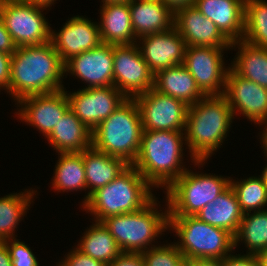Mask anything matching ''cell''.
Instances as JSON below:
<instances>
[{"instance_id":"11","label":"cell","mask_w":267,"mask_h":266,"mask_svg":"<svg viewBox=\"0 0 267 266\" xmlns=\"http://www.w3.org/2000/svg\"><path fill=\"white\" fill-rule=\"evenodd\" d=\"M230 47L187 46L183 66L205 96L224 94L229 67L223 61L224 50ZM223 53V54H222ZM225 67V68H224ZM223 88V89H222Z\"/></svg>"},{"instance_id":"37","label":"cell","mask_w":267,"mask_h":266,"mask_svg":"<svg viewBox=\"0 0 267 266\" xmlns=\"http://www.w3.org/2000/svg\"><path fill=\"white\" fill-rule=\"evenodd\" d=\"M107 266H145V260L142 253L122 251Z\"/></svg>"},{"instance_id":"4","label":"cell","mask_w":267,"mask_h":266,"mask_svg":"<svg viewBox=\"0 0 267 266\" xmlns=\"http://www.w3.org/2000/svg\"><path fill=\"white\" fill-rule=\"evenodd\" d=\"M152 187L133 165H129L113 181L93 192L82 208L93 214L96 222L133 213L155 198Z\"/></svg>"},{"instance_id":"8","label":"cell","mask_w":267,"mask_h":266,"mask_svg":"<svg viewBox=\"0 0 267 266\" xmlns=\"http://www.w3.org/2000/svg\"><path fill=\"white\" fill-rule=\"evenodd\" d=\"M230 186V177L186 170L167 189L168 216H195Z\"/></svg>"},{"instance_id":"39","label":"cell","mask_w":267,"mask_h":266,"mask_svg":"<svg viewBox=\"0 0 267 266\" xmlns=\"http://www.w3.org/2000/svg\"><path fill=\"white\" fill-rule=\"evenodd\" d=\"M12 54L0 51V89L6 90L10 84Z\"/></svg>"},{"instance_id":"38","label":"cell","mask_w":267,"mask_h":266,"mask_svg":"<svg viewBox=\"0 0 267 266\" xmlns=\"http://www.w3.org/2000/svg\"><path fill=\"white\" fill-rule=\"evenodd\" d=\"M222 266H260V263L256 255L247 253L235 256L230 253L222 259Z\"/></svg>"},{"instance_id":"46","label":"cell","mask_w":267,"mask_h":266,"mask_svg":"<svg viewBox=\"0 0 267 266\" xmlns=\"http://www.w3.org/2000/svg\"><path fill=\"white\" fill-rule=\"evenodd\" d=\"M260 266H267V248L260 251L257 255Z\"/></svg>"},{"instance_id":"9","label":"cell","mask_w":267,"mask_h":266,"mask_svg":"<svg viewBox=\"0 0 267 266\" xmlns=\"http://www.w3.org/2000/svg\"><path fill=\"white\" fill-rule=\"evenodd\" d=\"M46 8L20 0L4 1L0 17L16 47L51 41L52 28L42 14Z\"/></svg>"},{"instance_id":"18","label":"cell","mask_w":267,"mask_h":266,"mask_svg":"<svg viewBox=\"0 0 267 266\" xmlns=\"http://www.w3.org/2000/svg\"><path fill=\"white\" fill-rule=\"evenodd\" d=\"M51 43L65 63L71 57L102 43L99 25L83 16H74L68 19L59 32L51 30Z\"/></svg>"},{"instance_id":"48","label":"cell","mask_w":267,"mask_h":266,"mask_svg":"<svg viewBox=\"0 0 267 266\" xmlns=\"http://www.w3.org/2000/svg\"><path fill=\"white\" fill-rule=\"evenodd\" d=\"M131 0H102L103 4H108V3H126L130 2Z\"/></svg>"},{"instance_id":"29","label":"cell","mask_w":267,"mask_h":266,"mask_svg":"<svg viewBox=\"0 0 267 266\" xmlns=\"http://www.w3.org/2000/svg\"><path fill=\"white\" fill-rule=\"evenodd\" d=\"M55 165L52 187L58 192L85 190L87 188L83 152L60 153Z\"/></svg>"},{"instance_id":"49","label":"cell","mask_w":267,"mask_h":266,"mask_svg":"<svg viewBox=\"0 0 267 266\" xmlns=\"http://www.w3.org/2000/svg\"><path fill=\"white\" fill-rule=\"evenodd\" d=\"M3 2H4V0H0V15H1V8H2V5H3Z\"/></svg>"},{"instance_id":"23","label":"cell","mask_w":267,"mask_h":266,"mask_svg":"<svg viewBox=\"0 0 267 266\" xmlns=\"http://www.w3.org/2000/svg\"><path fill=\"white\" fill-rule=\"evenodd\" d=\"M92 132L68 109L46 138L58 153H81L92 146Z\"/></svg>"},{"instance_id":"47","label":"cell","mask_w":267,"mask_h":266,"mask_svg":"<svg viewBox=\"0 0 267 266\" xmlns=\"http://www.w3.org/2000/svg\"><path fill=\"white\" fill-rule=\"evenodd\" d=\"M267 157V153H265ZM260 177L262 178L264 184L267 186V164H266V167L263 168V171H262V174L260 175Z\"/></svg>"},{"instance_id":"6","label":"cell","mask_w":267,"mask_h":266,"mask_svg":"<svg viewBox=\"0 0 267 266\" xmlns=\"http://www.w3.org/2000/svg\"><path fill=\"white\" fill-rule=\"evenodd\" d=\"M168 229L179 237L180 242L174 244L187 261L222 260L235 249V238L230 232L207 224L196 216H168Z\"/></svg>"},{"instance_id":"16","label":"cell","mask_w":267,"mask_h":266,"mask_svg":"<svg viewBox=\"0 0 267 266\" xmlns=\"http://www.w3.org/2000/svg\"><path fill=\"white\" fill-rule=\"evenodd\" d=\"M113 45L100 43L95 48L71 57L64 63V74L71 73L90 87L113 85Z\"/></svg>"},{"instance_id":"7","label":"cell","mask_w":267,"mask_h":266,"mask_svg":"<svg viewBox=\"0 0 267 266\" xmlns=\"http://www.w3.org/2000/svg\"><path fill=\"white\" fill-rule=\"evenodd\" d=\"M156 199L136 212L107 217L102 221L123 252H145L156 246L151 242L168 230V204L167 210L160 213L155 207L158 205Z\"/></svg>"},{"instance_id":"17","label":"cell","mask_w":267,"mask_h":266,"mask_svg":"<svg viewBox=\"0 0 267 266\" xmlns=\"http://www.w3.org/2000/svg\"><path fill=\"white\" fill-rule=\"evenodd\" d=\"M137 44L148 68L155 75L158 71L183 64L186 42L173 26L170 30L138 38Z\"/></svg>"},{"instance_id":"42","label":"cell","mask_w":267,"mask_h":266,"mask_svg":"<svg viewBox=\"0 0 267 266\" xmlns=\"http://www.w3.org/2000/svg\"><path fill=\"white\" fill-rule=\"evenodd\" d=\"M187 266H222L220 259H192L187 261Z\"/></svg>"},{"instance_id":"43","label":"cell","mask_w":267,"mask_h":266,"mask_svg":"<svg viewBox=\"0 0 267 266\" xmlns=\"http://www.w3.org/2000/svg\"><path fill=\"white\" fill-rule=\"evenodd\" d=\"M0 266H12L10 254L4 241H0Z\"/></svg>"},{"instance_id":"19","label":"cell","mask_w":267,"mask_h":266,"mask_svg":"<svg viewBox=\"0 0 267 266\" xmlns=\"http://www.w3.org/2000/svg\"><path fill=\"white\" fill-rule=\"evenodd\" d=\"M174 27L187 46L231 47V42L217 26L194 5L174 13Z\"/></svg>"},{"instance_id":"27","label":"cell","mask_w":267,"mask_h":266,"mask_svg":"<svg viewBox=\"0 0 267 266\" xmlns=\"http://www.w3.org/2000/svg\"><path fill=\"white\" fill-rule=\"evenodd\" d=\"M238 46L237 57L231 68L241 77L267 88V48L252 45L244 40L234 41L231 48Z\"/></svg>"},{"instance_id":"15","label":"cell","mask_w":267,"mask_h":266,"mask_svg":"<svg viewBox=\"0 0 267 266\" xmlns=\"http://www.w3.org/2000/svg\"><path fill=\"white\" fill-rule=\"evenodd\" d=\"M223 96L233 115L239 112L257 125L267 117V88L239 76L231 67L226 75Z\"/></svg>"},{"instance_id":"40","label":"cell","mask_w":267,"mask_h":266,"mask_svg":"<svg viewBox=\"0 0 267 266\" xmlns=\"http://www.w3.org/2000/svg\"><path fill=\"white\" fill-rule=\"evenodd\" d=\"M16 45L14 44L11 35L5 28L2 18L0 17V51L7 54H13L16 50Z\"/></svg>"},{"instance_id":"31","label":"cell","mask_w":267,"mask_h":266,"mask_svg":"<svg viewBox=\"0 0 267 266\" xmlns=\"http://www.w3.org/2000/svg\"><path fill=\"white\" fill-rule=\"evenodd\" d=\"M235 248L238 243L246 244L248 254L257 255L267 248V209L259 210L253 214L245 213L237 234L235 235Z\"/></svg>"},{"instance_id":"28","label":"cell","mask_w":267,"mask_h":266,"mask_svg":"<svg viewBox=\"0 0 267 266\" xmlns=\"http://www.w3.org/2000/svg\"><path fill=\"white\" fill-rule=\"evenodd\" d=\"M77 249L106 265L111 263L121 252V248L102 222L92 224L84 232Z\"/></svg>"},{"instance_id":"1","label":"cell","mask_w":267,"mask_h":266,"mask_svg":"<svg viewBox=\"0 0 267 266\" xmlns=\"http://www.w3.org/2000/svg\"><path fill=\"white\" fill-rule=\"evenodd\" d=\"M63 76L64 63L51 41L17 47L12 54L8 93L17 102L25 96L58 91L64 89Z\"/></svg>"},{"instance_id":"25","label":"cell","mask_w":267,"mask_h":266,"mask_svg":"<svg viewBox=\"0 0 267 266\" xmlns=\"http://www.w3.org/2000/svg\"><path fill=\"white\" fill-rule=\"evenodd\" d=\"M153 88L162 94L183 101L188 106L205 97L183 64L158 71L154 75Z\"/></svg>"},{"instance_id":"30","label":"cell","mask_w":267,"mask_h":266,"mask_svg":"<svg viewBox=\"0 0 267 266\" xmlns=\"http://www.w3.org/2000/svg\"><path fill=\"white\" fill-rule=\"evenodd\" d=\"M35 190H25L0 198V241L15 238V228L29 210Z\"/></svg>"},{"instance_id":"5","label":"cell","mask_w":267,"mask_h":266,"mask_svg":"<svg viewBox=\"0 0 267 266\" xmlns=\"http://www.w3.org/2000/svg\"><path fill=\"white\" fill-rule=\"evenodd\" d=\"M143 132L140 111L134 98H127L92 132V146L110 156L133 165Z\"/></svg>"},{"instance_id":"22","label":"cell","mask_w":267,"mask_h":266,"mask_svg":"<svg viewBox=\"0 0 267 266\" xmlns=\"http://www.w3.org/2000/svg\"><path fill=\"white\" fill-rule=\"evenodd\" d=\"M100 9L101 42L112 45H131L137 38L131 23L129 2L102 4Z\"/></svg>"},{"instance_id":"2","label":"cell","mask_w":267,"mask_h":266,"mask_svg":"<svg viewBox=\"0 0 267 266\" xmlns=\"http://www.w3.org/2000/svg\"><path fill=\"white\" fill-rule=\"evenodd\" d=\"M233 117L223 95L205 96L188 106L184 133L192 163L203 166L212 153L221 147Z\"/></svg>"},{"instance_id":"10","label":"cell","mask_w":267,"mask_h":266,"mask_svg":"<svg viewBox=\"0 0 267 266\" xmlns=\"http://www.w3.org/2000/svg\"><path fill=\"white\" fill-rule=\"evenodd\" d=\"M113 63V85L126 98H134L153 88L154 74L137 43L113 45Z\"/></svg>"},{"instance_id":"13","label":"cell","mask_w":267,"mask_h":266,"mask_svg":"<svg viewBox=\"0 0 267 266\" xmlns=\"http://www.w3.org/2000/svg\"><path fill=\"white\" fill-rule=\"evenodd\" d=\"M69 109L93 131L127 98L114 86L90 87L67 93Z\"/></svg>"},{"instance_id":"36","label":"cell","mask_w":267,"mask_h":266,"mask_svg":"<svg viewBox=\"0 0 267 266\" xmlns=\"http://www.w3.org/2000/svg\"><path fill=\"white\" fill-rule=\"evenodd\" d=\"M58 266H107L102 261L93 259L85 255L77 248L68 252L64 260H61Z\"/></svg>"},{"instance_id":"44","label":"cell","mask_w":267,"mask_h":266,"mask_svg":"<svg viewBox=\"0 0 267 266\" xmlns=\"http://www.w3.org/2000/svg\"><path fill=\"white\" fill-rule=\"evenodd\" d=\"M20 1L32 4V5L41 6L44 8H48V7L50 8L52 4H55L54 2L56 0H20Z\"/></svg>"},{"instance_id":"21","label":"cell","mask_w":267,"mask_h":266,"mask_svg":"<svg viewBox=\"0 0 267 266\" xmlns=\"http://www.w3.org/2000/svg\"><path fill=\"white\" fill-rule=\"evenodd\" d=\"M129 8L137 39L168 31L174 26V13L161 0H131Z\"/></svg>"},{"instance_id":"41","label":"cell","mask_w":267,"mask_h":266,"mask_svg":"<svg viewBox=\"0 0 267 266\" xmlns=\"http://www.w3.org/2000/svg\"><path fill=\"white\" fill-rule=\"evenodd\" d=\"M173 13L181 8L194 5L195 0H161Z\"/></svg>"},{"instance_id":"35","label":"cell","mask_w":267,"mask_h":266,"mask_svg":"<svg viewBox=\"0 0 267 266\" xmlns=\"http://www.w3.org/2000/svg\"><path fill=\"white\" fill-rule=\"evenodd\" d=\"M8 248L12 266H39L32 250L19 239L12 238L4 241Z\"/></svg>"},{"instance_id":"3","label":"cell","mask_w":267,"mask_h":266,"mask_svg":"<svg viewBox=\"0 0 267 266\" xmlns=\"http://www.w3.org/2000/svg\"><path fill=\"white\" fill-rule=\"evenodd\" d=\"M184 135V131L143 130L133 166L154 188L167 189L187 170L182 164Z\"/></svg>"},{"instance_id":"20","label":"cell","mask_w":267,"mask_h":266,"mask_svg":"<svg viewBox=\"0 0 267 266\" xmlns=\"http://www.w3.org/2000/svg\"><path fill=\"white\" fill-rule=\"evenodd\" d=\"M194 6L232 43L244 37L245 0H195Z\"/></svg>"},{"instance_id":"14","label":"cell","mask_w":267,"mask_h":266,"mask_svg":"<svg viewBox=\"0 0 267 266\" xmlns=\"http://www.w3.org/2000/svg\"><path fill=\"white\" fill-rule=\"evenodd\" d=\"M66 88L46 94H35L17 101L21 121L36 127L43 136L47 137L65 112L69 109Z\"/></svg>"},{"instance_id":"24","label":"cell","mask_w":267,"mask_h":266,"mask_svg":"<svg viewBox=\"0 0 267 266\" xmlns=\"http://www.w3.org/2000/svg\"><path fill=\"white\" fill-rule=\"evenodd\" d=\"M83 162L89 189L83 204L93 192L113 181L129 166L123 159L98 151L93 146L83 151Z\"/></svg>"},{"instance_id":"45","label":"cell","mask_w":267,"mask_h":266,"mask_svg":"<svg viewBox=\"0 0 267 266\" xmlns=\"http://www.w3.org/2000/svg\"><path fill=\"white\" fill-rule=\"evenodd\" d=\"M263 124H265V128L262 130L263 132L262 135H260V140H262L261 143L262 148H264V153H267V117L259 123V126H263Z\"/></svg>"},{"instance_id":"12","label":"cell","mask_w":267,"mask_h":266,"mask_svg":"<svg viewBox=\"0 0 267 266\" xmlns=\"http://www.w3.org/2000/svg\"><path fill=\"white\" fill-rule=\"evenodd\" d=\"M143 130L185 131L188 105L154 88L134 97Z\"/></svg>"},{"instance_id":"34","label":"cell","mask_w":267,"mask_h":266,"mask_svg":"<svg viewBox=\"0 0 267 266\" xmlns=\"http://www.w3.org/2000/svg\"><path fill=\"white\" fill-rule=\"evenodd\" d=\"M142 255L145 266H187V259L172 243L151 247Z\"/></svg>"},{"instance_id":"32","label":"cell","mask_w":267,"mask_h":266,"mask_svg":"<svg viewBox=\"0 0 267 266\" xmlns=\"http://www.w3.org/2000/svg\"><path fill=\"white\" fill-rule=\"evenodd\" d=\"M244 41L267 48V1L245 0Z\"/></svg>"},{"instance_id":"26","label":"cell","mask_w":267,"mask_h":266,"mask_svg":"<svg viewBox=\"0 0 267 266\" xmlns=\"http://www.w3.org/2000/svg\"><path fill=\"white\" fill-rule=\"evenodd\" d=\"M195 216L207 224L230 232L235 237L244 213L233 188L229 186Z\"/></svg>"},{"instance_id":"33","label":"cell","mask_w":267,"mask_h":266,"mask_svg":"<svg viewBox=\"0 0 267 266\" xmlns=\"http://www.w3.org/2000/svg\"><path fill=\"white\" fill-rule=\"evenodd\" d=\"M232 180L233 178L230 179V186L233 188L244 214L265 209L267 206V186L260 176H251L241 180L242 182Z\"/></svg>"}]
</instances>
